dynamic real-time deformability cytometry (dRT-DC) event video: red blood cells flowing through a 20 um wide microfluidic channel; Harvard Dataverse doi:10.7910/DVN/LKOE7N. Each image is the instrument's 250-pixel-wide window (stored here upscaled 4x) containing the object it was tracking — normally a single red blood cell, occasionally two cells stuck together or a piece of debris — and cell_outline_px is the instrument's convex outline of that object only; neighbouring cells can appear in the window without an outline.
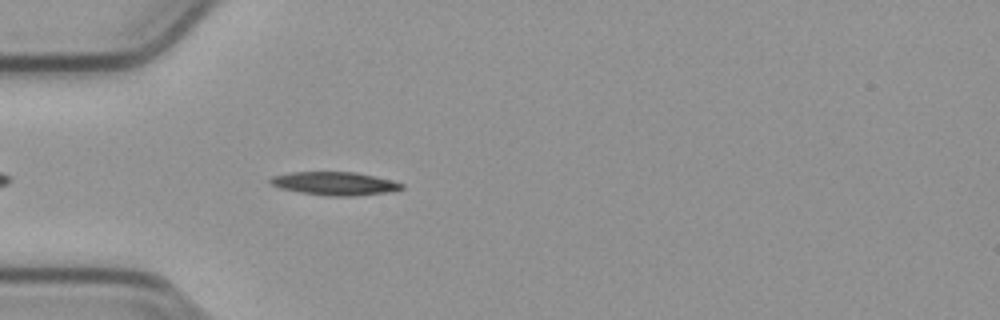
{"species": "common noctule bat (a hibernating species)", "species_latin": "Nyctalus noctula", "temperature_condition": "cold", "stored_images_in_passage": 43, "camera_frame_rate_fps": 3000, "um_per_image_px": 0.085, "animal": {"sex": "male", "body_mass_g": 23.1, "forearm_length_mm": 52.7}, "frame": {"image": 1, "passage_image": 5, "time_ms": 1.333, "image_size_px": [1000, 320], "cell_outline_px": [[404, 188], [396, 192], [356, 196], [328, 196], [300, 192], [280, 188], [272, 184], [268, 180], [272, 176], [292, 172], [356, 172], [376, 176], [392, 180], [404, 184]], "centroid_in_image_um": [28.53, 15.61], "position_along_channel_um": 56.5, "area_um2": 18.09}}
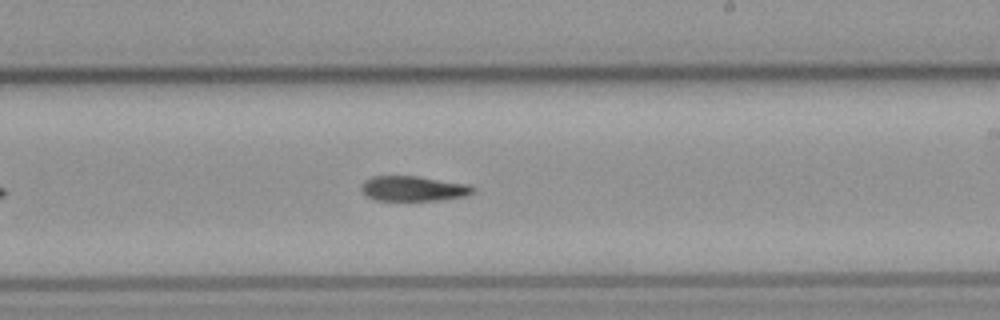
{"frame": {"image": 2, "passage_image": 21, "time_ms": 6.667, "image_size_px": [1000, 320], "cell_outline_px": [[476, 192], [468, 196], [440, 200], [376, 200], [364, 196], [360, 188], [360, 184], [364, 180], [372, 176], [416, 176], [472, 184], [476, 188]], "centroid_in_image_um": [35.17, 16.02], "position_along_channel_um": 253.8, "area_um2": 16.76}}
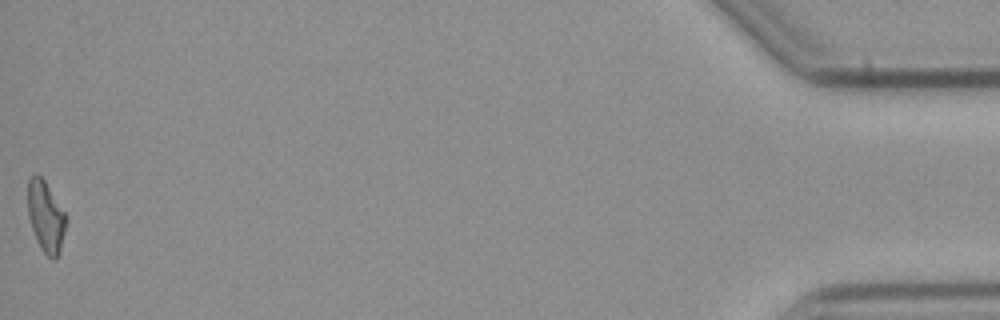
{"frame": {"image": 3, "passage_image": 43, "time_ms": 14.0, "image_size_px": [1000, 320], "cell_outline_px": [[68, 220], [60, 252], [56, 260], [52, 260], [40, 248], [36, 240], [28, 216], [28, 180], [36, 172], [44, 180], [68, 216]], "centroid_in_image_um": [3.92, 18.44], "position_along_channel_um": 431.3, "area_um2": 16.13}, "authors_computed_cell_mechanics": {"area_um2": 16.8198, "velocity_mm_per_s": 3.8054, "shape_relaxation_time_tau1_ms": 5.0287, "shape_relaxation_time_tau2_ms": null, "deformation_change_tau1": 0.1739, "deformation_change_tau2": null}}